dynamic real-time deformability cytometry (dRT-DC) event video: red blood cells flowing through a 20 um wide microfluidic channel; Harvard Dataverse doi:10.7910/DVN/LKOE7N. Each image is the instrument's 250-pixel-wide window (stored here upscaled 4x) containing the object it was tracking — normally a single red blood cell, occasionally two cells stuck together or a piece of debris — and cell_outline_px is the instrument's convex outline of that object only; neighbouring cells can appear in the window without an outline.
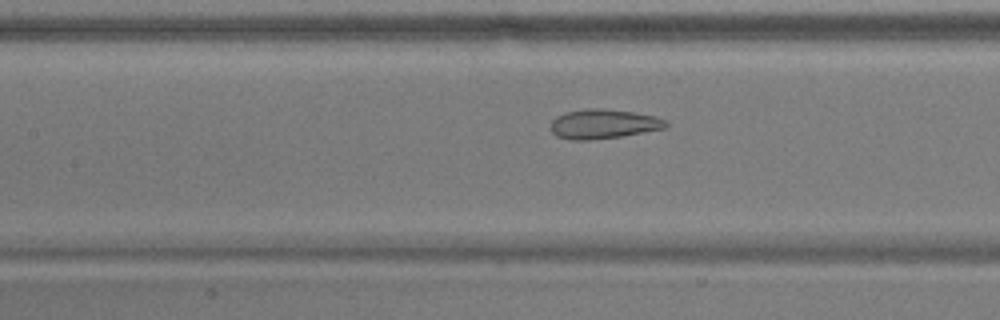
{"species": "common noctule bat (a hibernating species)", "species_latin": "Nyctalus noctula", "temperature_condition": "warm", "stored_images_in_passage": 38, "camera_frame_rate_fps": 3000, "um_per_image_px": 0.085, "animal": {"sex": "male", "body_mass_g": 17.9}, "frame": {"image": 1, "passage_image": 8, "time_ms": 2.333, "image_size_px": [1000, 320], "cell_outline_px": [[668, 124], [664, 128], [620, 136], [588, 140], [572, 140], [556, 136], [552, 132], [552, 120], [556, 116], [564, 112], [588, 108], [604, 108], [632, 112], [656, 116], [668, 120]], "centroid_in_image_um": [51.28, 10.52], "position_along_channel_um": 156.1, "area_um2": 19.71}}
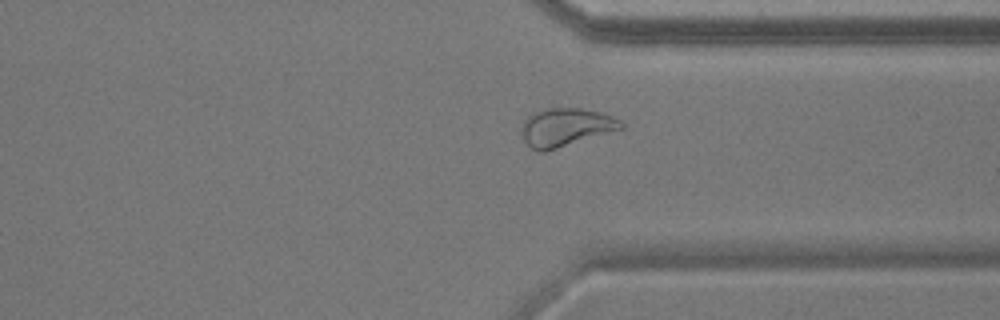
{"frame": {"image": 2, "passage_image": 25, "time_ms": 8.0, "image_size_px": [1000, 320], "cell_outline_px": [[624, 128], [544, 152], [540, 152], [532, 148], [524, 140], [520, 132], [520, 128], [528, 116], [532, 112], [548, 108], [580, 108], [600, 112], [612, 116], [620, 120], [624, 124]], "centroid_in_image_um": [48.07, 10.81], "position_along_channel_um": 363.3, "area_um2": 22.08}}
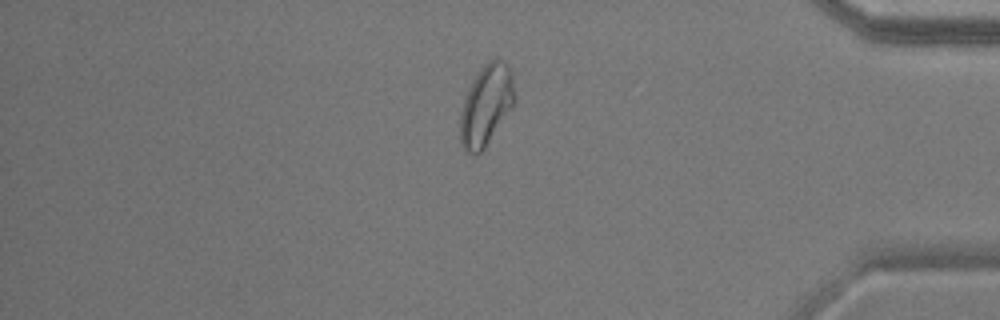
{"frame": {"image": 3, "passage_image": 30, "time_ms": 9.667, "image_size_px": [1000, 320], "cell_outline_px": [[512, 104], [484, 148], [476, 156], [464, 152], [460, 144], [460, 116], [464, 100], [468, 88], [480, 68], [488, 60], [496, 56], [504, 60], [512, 72]], "centroid_in_image_um": [41.26, 8.92], "position_along_channel_um": 393.9, "area_um2": 25.09}, "authors_computed_cell_mechanics": {"area_um2": 20.3745, "velocity_mm_per_s": 3.6596, "shape_relaxation_time_tau1_ms": null, "shape_relaxation_time_tau2_ms": 1.2414, "deformation_change_tau1": null, "deformation_change_tau2": 0.0795}}